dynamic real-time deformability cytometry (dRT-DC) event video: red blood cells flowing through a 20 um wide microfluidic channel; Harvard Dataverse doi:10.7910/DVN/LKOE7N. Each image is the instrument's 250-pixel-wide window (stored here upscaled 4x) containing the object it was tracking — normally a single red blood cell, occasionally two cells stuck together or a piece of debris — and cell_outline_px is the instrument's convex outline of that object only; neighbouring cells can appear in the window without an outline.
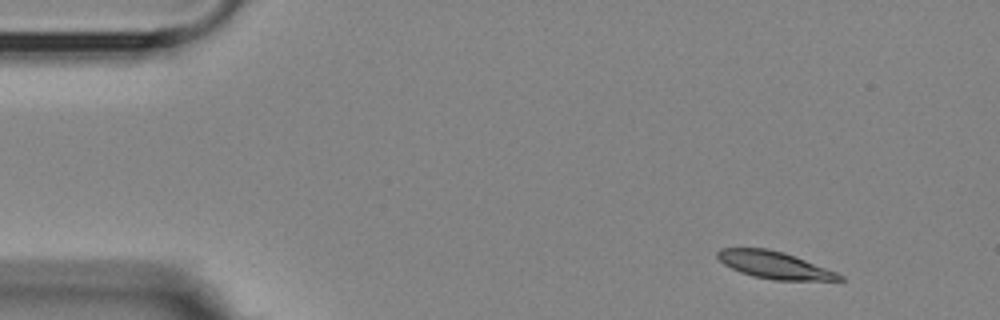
{"species": "Egyptian fruit bat (a non-hibernating species)", "species_latin": "Rousettus aegyptiacus", "temperature_condition": "room temperature", "stored_images_in_passage": 3, "camera_frame_rate_fps": 3000, "um_per_image_px": 0.085, "animal": {"sex": "female"}, "frame": {"image": 1, "passage_image": 1, "time_ms": 0.0, "image_size_px": [1000, 320], "cell_outline_px": [[844, 280], [772, 280], [752, 276], [740, 272], [724, 264], [716, 256], [716, 252], [720, 248], [768, 248], [784, 252], [836, 272], [844, 276]], "centroid_in_image_um": [65.79, 22.52], "position_along_channel_um": 19.2, "area_um2": 19.19}}